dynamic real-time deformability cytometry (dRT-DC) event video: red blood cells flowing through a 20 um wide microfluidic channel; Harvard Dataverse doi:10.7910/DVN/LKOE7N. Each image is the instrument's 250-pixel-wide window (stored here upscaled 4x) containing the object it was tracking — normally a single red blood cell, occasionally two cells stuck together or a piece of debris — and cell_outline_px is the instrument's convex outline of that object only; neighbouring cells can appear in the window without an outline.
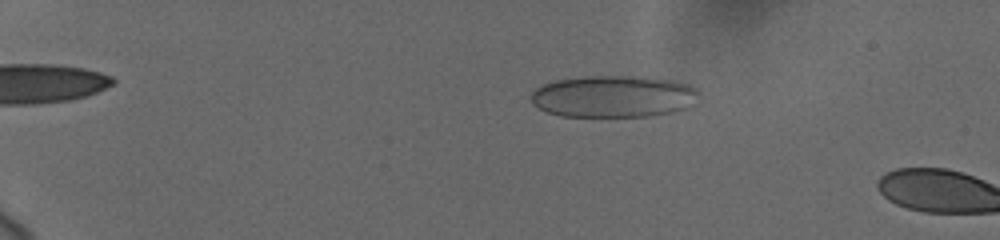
{"species": "human", "species_latin": "Homo sapiens", "temperature_condition": "cold", "stored_images_in_passage": 17, "camera_frame_rate_fps": 3000, "um_per_image_px": 0.085, "donor": {"sex": "female"}, "frame": {"image": 1, "passage_image": 12, "time_ms": 2.333, "image_size_px": [1000, 240], "cell_outline_px": [[696, 92], [684, 108], [668, 112], [648, 116], [560, 116], [548, 112], [540, 108], [532, 100], [532, 92], [536, 88], [544, 84], [556, 80], [584, 76], [632, 76], [672, 80], [688, 84]], "centroid_in_image_um": [52.04, 8.18], "position_along_channel_um": 33.0, "area_um2": 39.94}}